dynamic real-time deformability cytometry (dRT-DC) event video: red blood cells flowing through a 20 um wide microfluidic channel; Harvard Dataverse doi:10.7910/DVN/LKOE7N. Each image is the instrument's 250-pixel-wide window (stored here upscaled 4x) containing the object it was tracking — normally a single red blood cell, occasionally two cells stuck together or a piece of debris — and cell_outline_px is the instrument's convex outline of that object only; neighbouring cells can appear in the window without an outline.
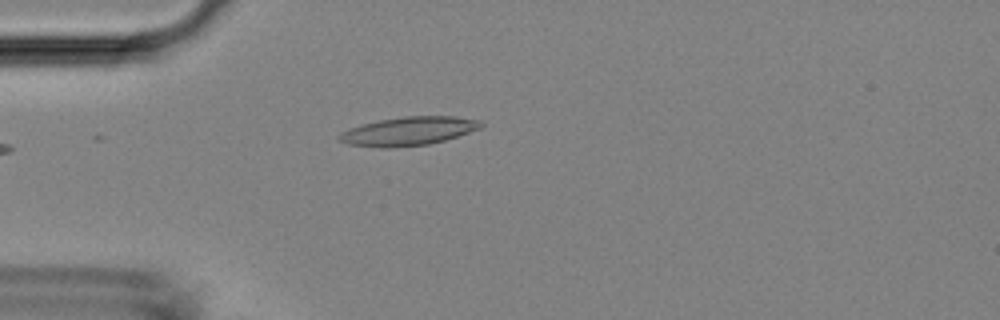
{"species": "Egyptian fruit bat (a non-hibernating species)", "species_latin": "Rousettus aegyptiacus", "temperature_condition": "room temperature", "stored_images_in_passage": 4, "camera_frame_rate_fps": 3000, "um_per_image_px": 0.085, "animal": {"sex": "female"}, "frame": {"image": 1, "passage_image": 4, "time_ms": 3.333, "image_size_px": [1000, 320], "cell_outline_px": [[484, 124], [480, 128], [444, 140], [428, 144], [388, 148], [384, 148], [348, 144], [336, 140], [336, 136], [340, 132], [364, 124], [380, 120], [404, 116], [456, 116], [480, 120]], "centroid_in_image_um": [34.7, 11.14], "position_along_channel_um": 50.3, "area_um2": 23.47}}